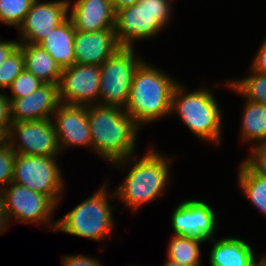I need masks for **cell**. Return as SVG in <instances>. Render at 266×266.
<instances>
[{
  "label": "cell",
  "mask_w": 266,
  "mask_h": 266,
  "mask_svg": "<svg viewBox=\"0 0 266 266\" xmlns=\"http://www.w3.org/2000/svg\"><path fill=\"white\" fill-rule=\"evenodd\" d=\"M119 48L114 28L94 32L76 30L74 36L75 64L101 66Z\"/></svg>",
  "instance_id": "9a60e30c"
},
{
  "label": "cell",
  "mask_w": 266,
  "mask_h": 266,
  "mask_svg": "<svg viewBox=\"0 0 266 266\" xmlns=\"http://www.w3.org/2000/svg\"><path fill=\"white\" fill-rule=\"evenodd\" d=\"M107 182L106 178L93 195L56 220L55 231L97 242L109 238L116 227L111 212L115 208L110 204V199H115L116 196L115 192L110 193Z\"/></svg>",
  "instance_id": "5b68a950"
},
{
  "label": "cell",
  "mask_w": 266,
  "mask_h": 266,
  "mask_svg": "<svg viewBox=\"0 0 266 266\" xmlns=\"http://www.w3.org/2000/svg\"><path fill=\"white\" fill-rule=\"evenodd\" d=\"M162 30L143 3H136L115 12L114 31L121 47L134 48L135 42L156 38Z\"/></svg>",
  "instance_id": "4fadbf2b"
},
{
  "label": "cell",
  "mask_w": 266,
  "mask_h": 266,
  "mask_svg": "<svg viewBox=\"0 0 266 266\" xmlns=\"http://www.w3.org/2000/svg\"><path fill=\"white\" fill-rule=\"evenodd\" d=\"M149 147L138 160L139 156L133 155L111 164L114 169L120 168L122 172L123 169L127 172L114 191L116 199H120L119 201L133 213L143 205L161 198L167 190L168 183H172V157L160 154L152 145ZM127 166L129 170L126 171Z\"/></svg>",
  "instance_id": "6da1fadb"
},
{
  "label": "cell",
  "mask_w": 266,
  "mask_h": 266,
  "mask_svg": "<svg viewBox=\"0 0 266 266\" xmlns=\"http://www.w3.org/2000/svg\"><path fill=\"white\" fill-rule=\"evenodd\" d=\"M11 223V220L9 218V215L8 213L6 212V210L3 208L0 209V235L3 233V232H6L9 227H10V224Z\"/></svg>",
  "instance_id": "e575fe53"
},
{
  "label": "cell",
  "mask_w": 266,
  "mask_h": 266,
  "mask_svg": "<svg viewBox=\"0 0 266 266\" xmlns=\"http://www.w3.org/2000/svg\"><path fill=\"white\" fill-rule=\"evenodd\" d=\"M12 123L11 101L6 93L0 92V129L8 134Z\"/></svg>",
  "instance_id": "4dcf8cb0"
},
{
  "label": "cell",
  "mask_w": 266,
  "mask_h": 266,
  "mask_svg": "<svg viewBox=\"0 0 266 266\" xmlns=\"http://www.w3.org/2000/svg\"><path fill=\"white\" fill-rule=\"evenodd\" d=\"M4 209L11 222L42 224L45 229L55 231L54 210L59 207L49 196L35 192L16 183H9L4 189ZM53 219V220H52ZM13 220V221H12ZM52 222V223H51Z\"/></svg>",
  "instance_id": "ba28073f"
},
{
  "label": "cell",
  "mask_w": 266,
  "mask_h": 266,
  "mask_svg": "<svg viewBox=\"0 0 266 266\" xmlns=\"http://www.w3.org/2000/svg\"><path fill=\"white\" fill-rule=\"evenodd\" d=\"M205 243L198 238L172 235L167 246V259L183 266H201L200 245Z\"/></svg>",
  "instance_id": "7402d4cb"
},
{
  "label": "cell",
  "mask_w": 266,
  "mask_h": 266,
  "mask_svg": "<svg viewBox=\"0 0 266 266\" xmlns=\"http://www.w3.org/2000/svg\"><path fill=\"white\" fill-rule=\"evenodd\" d=\"M253 147V148H252ZM243 163L256 175L266 178V143L251 146Z\"/></svg>",
  "instance_id": "f546056e"
},
{
  "label": "cell",
  "mask_w": 266,
  "mask_h": 266,
  "mask_svg": "<svg viewBox=\"0 0 266 266\" xmlns=\"http://www.w3.org/2000/svg\"><path fill=\"white\" fill-rule=\"evenodd\" d=\"M59 156L17 154L12 182L49 196L57 205L65 191V179L58 164Z\"/></svg>",
  "instance_id": "52a82bcc"
},
{
  "label": "cell",
  "mask_w": 266,
  "mask_h": 266,
  "mask_svg": "<svg viewBox=\"0 0 266 266\" xmlns=\"http://www.w3.org/2000/svg\"><path fill=\"white\" fill-rule=\"evenodd\" d=\"M134 48L121 47L100 66L99 105L125 109L136 69L144 61Z\"/></svg>",
  "instance_id": "8992f818"
},
{
  "label": "cell",
  "mask_w": 266,
  "mask_h": 266,
  "mask_svg": "<svg viewBox=\"0 0 266 266\" xmlns=\"http://www.w3.org/2000/svg\"><path fill=\"white\" fill-rule=\"evenodd\" d=\"M68 17V0H34L18 27L19 43L39 44ZM21 36V37H20Z\"/></svg>",
  "instance_id": "7c38bea8"
},
{
  "label": "cell",
  "mask_w": 266,
  "mask_h": 266,
  "mask_svg": "<svg viewBox=\"0 0 266 266\" xmlns=\"http://www.w3.org/2000/svg\"><path fill=\"white\" fill-rule=\"evenodd\" d=\"M174 235L189 236L202 241L213 239L217 230V215L211 205L199 199L179 203L171 214Z\"/></svg>",
  "instance_id": "8fae6325"
},
{
  "label": "cell",
  "mask_w": 266,
  "mask_h": 266,
  "mask_svg": "<svg viewBox=\"0 0 266 266\" xmlns=\"http://www.w3.org/2000/svg\"><path fill=\"white\" fill-rule=\"evenodd\" d=\"M100 66L74 64L62 69L59 100L66 105H99Z\"/></svg>",
  "instance_id": "30bf717a"
},
{
  "label": "cell",
  "mask_w": 266,
  "mask_h": 266,
  "mask_svg": "<svg viewBox=\"0 0 266 266\" xmlns=\"http://www.w3.org/2000/svg\"><path fill=\"white\" fill-rule=\"evenodd\" d=\"M24 54L25 70L45 84H58L62 69L39 44L20 43Z\"/></svg>",
  "instance_id": "ffe728a7"
},
{
  "label": "cell",
  "mask_w": 266,
  "mask_h": 266,
  "mask_svg": "<svg viewBox=\"0 0 266 266\" xmlns=\"http://www.w3.org/2000/svg\"><path fill=\"white\" fill-rule=\"evenodd\" d=\"M91 150L110 165L136 155L141 128L120 107L88 105Z\"/></svg>",
  "instance_id": "7a4b0ae2"
},
{
  "label": "cell",
  "mask_w": 266,
  "mask_h": 266,
  "mask_svg": "<svg viewBox=\"0 0 266 266\" xmlns=\"http://www.w3.org/2000/svg\"><path fill=\"white\" fill-rule=\"evenodd\" d=\"M24 69V54L18 46L0 65V92L9 88Z\"/></svg>",
  "instance_id": "484cf974"
},
{
  "label": "cell",
  "mask_w": 266,
  "mask_h": 266,
  "mask_svg": "<svg viewBox=\"0 0 266 266\" xmlns=\"http://www.w3.org/2000/svg\"><path fill=\"white\" fill-rule=\"evenodd\" d=\"M171 2L172 0H139L137 3H143L150 15L164 29L169 24L173 12Z\"/></svg>",
  "instance_id": "83f0119b"
},
{
  "label": "cell",
  "mask_w": 266,
  "mask_h": 266,
  "mask_svg": "<svg viewBox=\"0 0 266 266\" xmlns=\"http://www.w3.org/2000/svg\"><path fill=\"white\" fill-rule=\"evenodd\" d=\"M43 83L31 72L25 69L13 80L9 89L11 90L12 96H8V99L21 98L29 95L38 88H40Z\"/></svg>",
  "instance_id": "4316f807"
},
{
  "label": "cell",
  "mask_w": 266,
  "mask_h": 266,
  "mask_svg": "<svg viewBox=\"0 0 266 266\" xmlns=\"http://www.w3.org/2000/svg\"><path fill=\"white\" fill-rule=\"evenodd\" d=\"M164 266H183V265L167 259V260H165Z\"/></svg>",
  "instance_id": "f35d334b"
},
{
  "label": "cell",
  "mask_w": 266,
  "mask_h": 266,
  "mask_svg": "<svg viewBox=\"0 0 266 266\" xmlns=\"http://www.w3.org/2000/svg\"><path fill=\"white\" fill-rule=\"evenodd\" d=\"M139 0H110L113 10L116 12L117 10L134 5Z\"/></svg>",
  "instance_id": "d590c367"
},
{
  "label": "cell",
  "mask_w": 266,
  "mask_h": 266,
  "mask_svg": "<svg viewBox=\"0 0 266 266\" xmlns=\"http://www.w3.org/2000/svg\"><path fill=\"white\" fill-rule=\"evenodd\" d=\"M9 100L13 122L50 119L61 104L58 84H43L25 97Z\"/></svg>",
  "instance_id": "2e32d148"
},
{
  "label": "cell",
  "mask_w": 266,
  "mask_h": 266,
  "mask_svg": "<svg viewBox=\"0 0 266 266\" xmlns=\"http://www.w3.org/2000/svg\"><path fill=\"white\" fill-rule=\"evenodd\" d=\"M8 143L16 154L28 156H59L61 153L52 118L13 122Z\"/></svg>",
  "instance_id": "9c48e42d"
},
{
  "label": "cell",
  "mask_w": 266,
  "mask_h": 266,
  "mask_svg": "<svg viewBox=\"0 0 266 266\" xmlns=\"http://www.w3.org/2000/svg\"><path fill=\"white\" fill-rule=\"evenodd\" d=\"M16 152L7 143L0 148V188L12 182Z\"/></svg>",
  "instance_id": "f1b7e54d"
},
{
  "label": "cell",
  "mask_w": 266,
  "mask_h": 266,
  "mask_svg": "<svg viewBox=\"0 0 266 266\" xmlns=\"http://www.w3.org/2000/svg\"><path fill=\"white\" fill-rule=\"evenodd\" d=\"M209 241L213 243L208 259L210 266H254L259 261L255 249L240 237L213 238Z\"/></svg>",
  "instance_id": "ac0fdd59"
},
{
  "label": "cell",
  "mask_w": 266,
  "mask_h": 266,
  "mask_svg": "<svg viewBox=\"0 0 266 266\" xmlns=\"http://www.w3.org/2000/svg\"><path fill=\"white\" fill-rule=\"evenodd\" d=\"M18 40H2L0 37V65L19 46Z\"/></svg>",
  "instance_id": "836d02e7"
},
{
  "label": "cell",
  "mask_w": 266,
  "mask_h": 266,
  "mask_svg": "<svg viewBox=\"0 0 266 266\" xmlns=\"http://www.w3.org/2000/svg\"><path fill=\"white\" fill-rule=\"evenodd\" d=\"M249 69V75L225 81V85L244 99L266 105V74Z\"/></svg>",
  "instance_id": "cb8c5ba5"
},
{
  "label": "cell",
  "mask_w": 266,
  "mask_h": 266,
  "mask_svg": "<svg viewBox=\"0 0 266 266\" xmlns=\"http://www.w3.org/2000/svg\"><path fill=\"white\" fill-rule=\"evenodd\" d=\"M8 143V134L0 129V148Z\"/></svg>",
  "instance_id": "8d00e7d4"
},
{
  "label": "cell",
  "mask_w": 266,
  "mask_h": 266,
  "mask_svg": "<svg viewBox=\"0 0 266 266\" xmlns=\"http://www.w3.org/2000/svg\"><path fill=\"white\" fill-rule=\"evenodd\" d=\"M75 33L72 21L67 17L39 43L61 69L75 64Z\"/></svg>",
  "instance_id": "d6986e66"
},
{
  "label": "cell",
  "mask_w": 266,
  "mask_h": 266,
  "mask_svg": "<svg viewBox=\"0 0 266 266\" xmlns=\"http://www.w3.org/2000/svg\"><path fill=\"white\" fill-rule=\"evenodd\" d=\"M240 127L242 143H266V105L245 99Z\"/></svg>",
  "instance_id": "44dd1931"
},
{
  "label": "cell",
  "mask_w": 266,
  "mask_h": 266,
  "mask_svg": "<svg viewBox=\"0 0 266 266\" xmlns=\"http://www.w3.org/2000/svg\"><path fill=\"white\" fill-rule=\"evenodd\" d=\"M216 100L208 87L203 86L190 91L178 83L172 93L171 114L177 113L193 135L219 146L224 120H222L223 112Z\"/></svg>",
  "instance_id": "277c9868"
},
{
  "label": "cell",
  "mask_w": 266,
  "mask_h": 266,
  "mask_svg": "<svg viewBox=\"0 0 266 266\" xmlns=\"http://www.w3.org/2000/svg\"><path fill=\"white\" fill-rule=\"evenodd\" d=\"M61 153L68 147L91 149L88 107L60 104L52 116Z\"/></svg>",
  "instance_id": "5bb4252c"
},
{
  "label": "cell",
  "mask_w": 266,
  "mask_h": 266,
  "mask_svg": "<svg viewBox=\"0 0 266 266\" xmlns=\"http://www.w3.org/2000/svg\"><path fill=\"white\" fill-rule=\"evenodd\" d=\"M68 15L78 31L94 32L115 26V11L110 0H68Z\"/></svg>",
  "instance_id": "e0dca14e"
},
{
  "label": "cell",
  "mask_w": 266,
  "mask_h": 266,
  "mask_svg": "<svg viewBox=\"0 0 266 266\" xmlns=\"http://www.w3.org/2000/svg\"><path fill=\"white\" fill-rule=\"evenodd\" d=\"M238 185L261 214L266 216V178L254 174L243 162L238 169Z\"/></svg>",
  "instance_id": "603a6c76"
},
{
  "label": "cell",
  "mask_w": 266,
  "mask_h": 266,
  "mask_svg": "<svg viewBox=\"0 0 266 266\" xmlns=\"http://www.w3.org/2000/svg\"><path fill=\"white\" fill-rule=\"evenodd\" d=\"M256 53L257 54L251 61L252 63L250 68L256 72L266 74V39L263 41Z\"/></svg>",
  "instance_id": "d6a6232c"
},
{
  "label": "cell",
  "mask_w": 266,
  "mask_h": 266,
  "mask_svg": "<svg viewBox=\"0 0 266 266\" xmlns=\"http://www.w3.org/2000/svg\"><path fill=\"white\" fill-rule=\"evenodd\" d=\"M4 207V190L0 188V209Z\"/></svg>",
  "instance_id": "ab89813d"
},
{
  "label": "cell",
  "mask_w": 266,
  "mask_h": 266,
  "mask_svg": "<svg viewBox=\"0 0 266 266\" xmlns=\"http://www.w3.org/2000/svg\"><path fill=\"white\" fill-rule=\"evenodd\" d=\"M259 261L254 266H266V255H262Z\"/></svg>",
  "instance_id": "74e56055"
},
{
  "label": "cell",
  "mask_w": 266,
  "mask_h": 266,
  "mask_svg": "<svg viewBox=\"0 0 266 266\" xmlns=\"http://www.w3.org/2000/svg\"><path fill=\"white\" fill-rule=\"evenodd\" d=\"M179 82L144 60L135 71L125 111L140 128L171 115L172 93Z\"/></svg>",
  "instance_id": "3957f363"
},
{
  "label": "cell",
  "mask_w": 266,
  "mask_h": 266,
  "mask_svg": "<svg viewBox=\"0 0 266 266\" xmlns=\"http://www.w3.org/2000/svg\"><path fill=\"white\" fill-rule=\"evenodd\" d=\"M62 266H102L100 260L84 254L65 255L61 260Z\"/></svg>",
  "instance_id": "1f68e13d"
},
{
  "label": "cell",
  "mask_w": 266,
  "mask_h": 266,
  "mask_svg": "<svg viewBox=\"0 0 266 266\" xmlns=\"http://www.w3.org/2000/svg\"><path fill=\"white\" fill-rule=\"evenodd\" d=\"M34 0H0V23L14 26L22 24Z\"/></svg>",
  "instance_id": "d4e9b609"
}]
</instances>
